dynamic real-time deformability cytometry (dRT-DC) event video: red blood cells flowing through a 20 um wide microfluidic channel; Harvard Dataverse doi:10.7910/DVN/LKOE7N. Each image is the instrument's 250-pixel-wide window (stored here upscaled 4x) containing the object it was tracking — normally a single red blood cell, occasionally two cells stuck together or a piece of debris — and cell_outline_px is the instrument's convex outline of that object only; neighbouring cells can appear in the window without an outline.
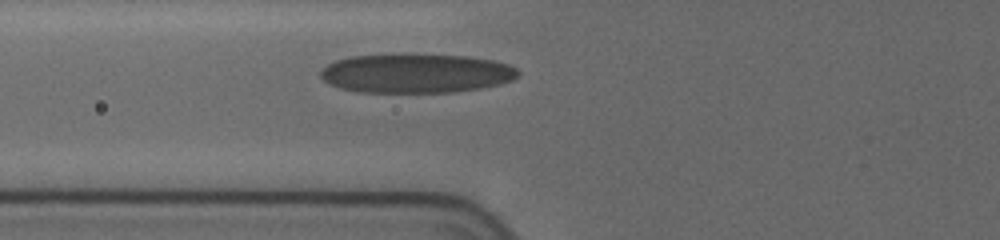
{"species": "human", "species_latin": "Homo sapiens", "temperature_condition": "cold", "stored_images_in_passage": 11, "camera_frame_rate_fps": 3000, "um_per_image_px": 0.085, "donor": {"sex": "female"}, "frame": {"image": 1, "passage_image": 2, "time_ms": 0.667, "image_size_px": [1000, 240], "cell_outline_px": [[520, 72], [512, 80], [500, 84], [480, 88], [452, 92], [360, 92], [340, 88], [324, 80], [320, 76], [320, 72], [328, 64], [336, 60], [348, 56], [388, 52], [408, 52], [468, 56], [492, 60], [508, 64], [516, 68]], "centroid_in_image_um": [35.34, 6.18], "position_along_channel_um": 90.5, "area_um2": 46.12}}
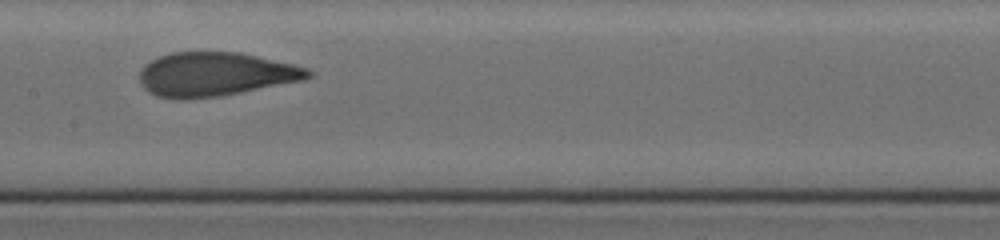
{"frame": {"image": 2, "passage_image": 7, "time_ms": 3.333, "image_size_px": [1000, 240], "cell_outline_px": [[312, 76], [304, 80], [220, 96], [188, 100], [180, 100], [156, 96], [148, 92], [140, 84], [140, 68], [144, 64], [160, 56], [172, 52], [240, 52], [292, 64], [308, 68], [312, 72]], "centroid_in_image_um": [18.27, 6.32], "position_along_channel_um": 189.1, "area_um2": 43.35}}
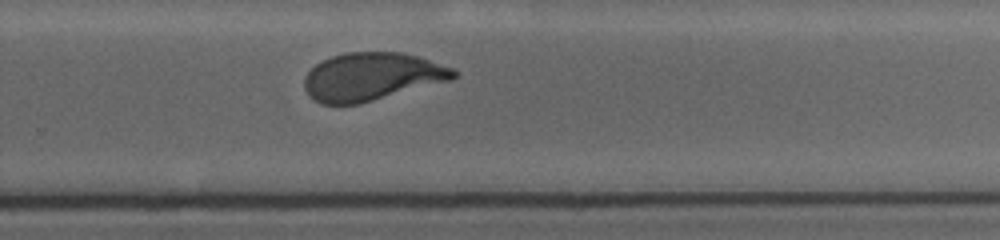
{"frame": {"image": 3, "passage_image": 11, "time_ms": 6.333, "image_size_px": [1000, 240], "cell_outline_px": [[460, 72], [452, 80], [360, 104], [320, 104], [308, 96], [304, 88], [304, 76], [316, 64], [332, 56], [344, 52], [400, 52], [420, 56], [452, 68]], "centroid_in_image_um": [31.61, 6.52], "position_along_channel_um": 298.2, "area_um2": 42.02}}